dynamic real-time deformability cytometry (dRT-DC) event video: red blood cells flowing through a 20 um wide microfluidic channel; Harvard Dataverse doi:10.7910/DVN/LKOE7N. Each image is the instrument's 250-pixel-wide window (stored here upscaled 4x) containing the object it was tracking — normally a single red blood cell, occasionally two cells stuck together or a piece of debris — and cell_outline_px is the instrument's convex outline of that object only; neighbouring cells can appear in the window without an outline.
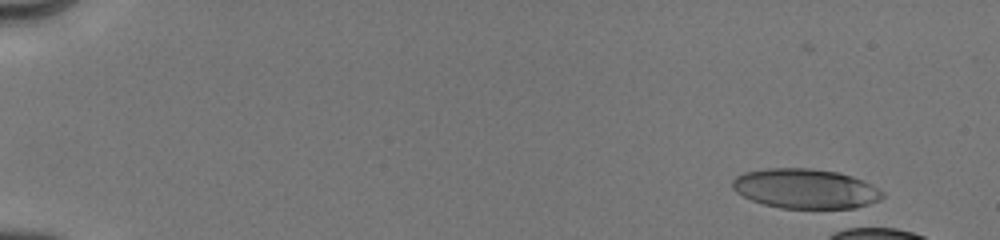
{"species": "human", "species_latin": "Homo sapiens", "temperature_condition": "cold", "stored_images_in_passage": 20, "camera_frame_rate_fps": 3000, "um_per_image_px": 0.085, "donor": {"sex": "male"}, "frame": {"image": 1, "passage_image": 13, "time_ms": 1.333, "image_size_px": [1000, 240], "cell_outline_px": [[884, 196], [880, 200], [848, 212], [780, 208], [764, 204], [752, 200], [736, 192], [732, 188], [732, 180], [736, 176], [744, 172], [768, 168], [812, 168], [836, 172], [852, 176], [872, 184], [884, 192]], "centroid_in_image_um": [68.54, 16.09], "position_along_channel_um": 16.5, "area_um2": 36.01}}